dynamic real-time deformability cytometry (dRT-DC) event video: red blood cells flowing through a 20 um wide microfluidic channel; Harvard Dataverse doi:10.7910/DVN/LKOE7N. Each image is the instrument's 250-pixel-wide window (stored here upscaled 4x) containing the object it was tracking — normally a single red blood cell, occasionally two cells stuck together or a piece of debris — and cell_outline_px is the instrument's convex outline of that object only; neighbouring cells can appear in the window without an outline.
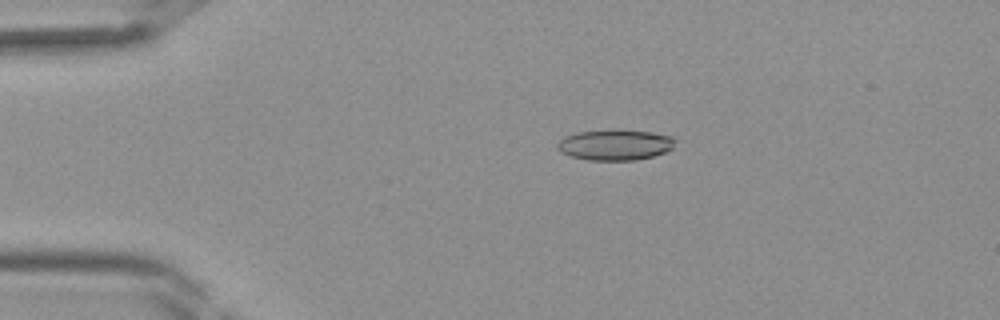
{"species": "Egyptian fruit bat (a non-hibernating species)", "species_latin": "Rousettus aegyptiacus", "temperature_condition": "room temperature", "stored_images_in_passage": 40, "camera_frame_rate_fps": 3000, "um_per_image_px": 0.085, "frame": {"image": 1, "passage_image": 8, "time_ms": 2.333, "image_size_px": [1000, 320], "cell_outline_px": [[676, 140], [672, 148], [664, 152], [652, 156], [636, 160], [588, 160], [568, 156], [560, 152], [556, 148], [556, 144], [564, 136], [576, 132], [612, 128], [620, 128], [652, 132], [672, 136]], "centroid_in_image_um": [52.24, 12.28], "position_along_channel_um": 32.8, "area_um2": 21.68}}
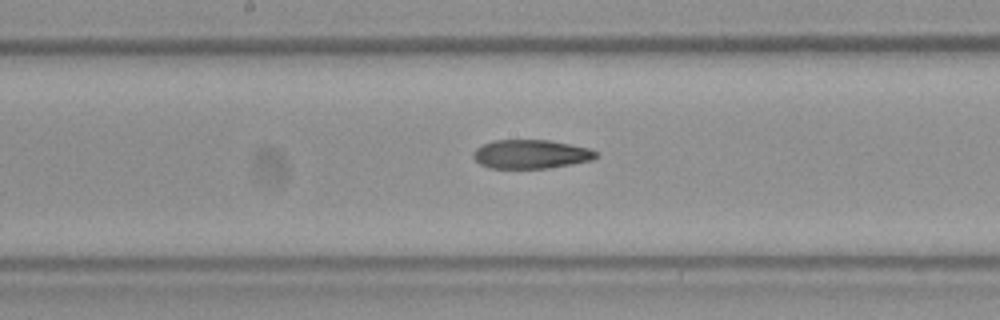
{"frame": {"image": 2, "passage_image": 21, "time_ms": 6.667, "image_size_px": [1000, 320], "cell_outline_px": [[600, 156], [592, 160], [572, 164], [548, 168], [488, 168], [480, 164], [472, 156], [472, 152], [480, 144], [492, 140], [548, 140], [588, 148], [600, 152]], "centroid_in_image_um": [45.11, 13.1], "position_along_channel_um": 203.1, "area_um2": 20.87}}
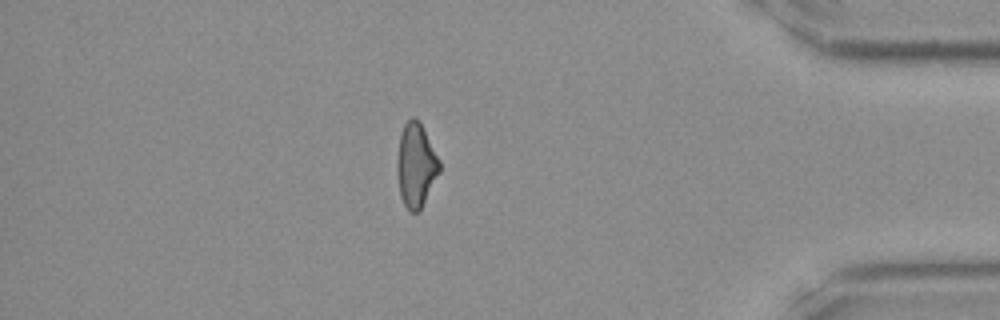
{"frame": {"image": 3, "passage_image": 35, "time_ms": 11.333, "image_size_px": [1000, 320], "cell_outline_px": [[440, 172], [420, 208], [416, 212], [408, 212], [400, 196], [396, 172], [396, 160], [400, 132], [404, 124], [412, 116], [420, 120], [440, 160]], "centroid_in_image_um": [35.33, 14.0], "position_along_channel_um": 399.9, "area_um2": 20.98}}